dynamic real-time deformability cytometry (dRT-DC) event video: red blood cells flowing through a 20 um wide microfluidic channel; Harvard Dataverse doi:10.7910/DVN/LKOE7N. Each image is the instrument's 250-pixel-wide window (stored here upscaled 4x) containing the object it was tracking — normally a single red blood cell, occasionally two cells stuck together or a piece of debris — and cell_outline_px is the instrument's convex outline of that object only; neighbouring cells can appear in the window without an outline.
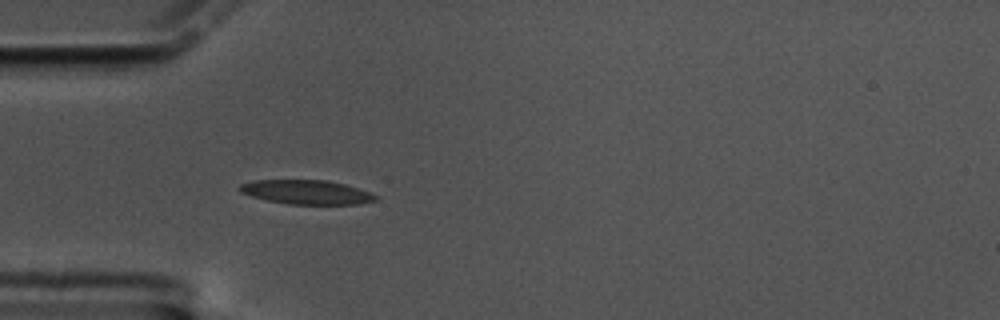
{"species": "common noctule bat (a hibernating species)", "species_latin": "Nyctalus noctula", "temperature_condition": "cold", "stored_images_in_passage": 43, "camera_frame_rate_fps": 3000, "um_per_image_px": 0.085, "animal": {"sex": "male", "body_mass_g": 17.5, "forearm_length_mm": 52.3}, "frame": {"image": 1, "passage_image": 1, "time_ms": 0.0, "image_size_px": [1000, 320], "cell_outline_px": [[376, 200], [360, 204], [288, 204], [268, 200], [252, 196], [240, 192], [240, 184], [252, 180], [324, 180], [344, 184], [368, 192], [376, 196]], "centroid_in_image_um": [26.02, 16.33], "position_along_channel_um": 59.0, "area_um2": 18.84}}
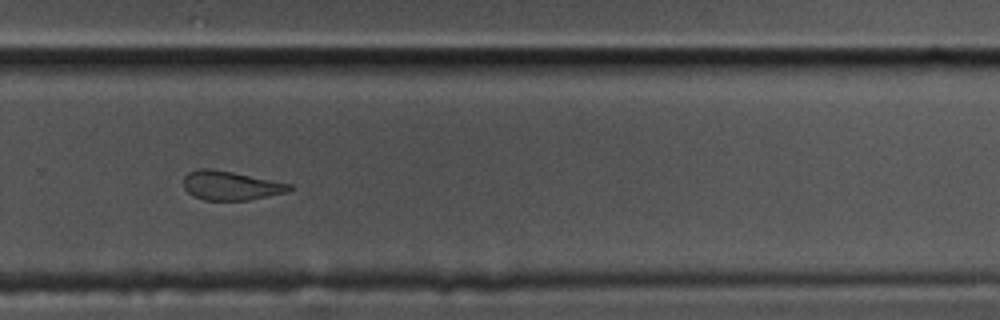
{"frame": {"image": 2, "passage_image": 24, "time_ms": 7.667, "image_size_px": [1000, 320], "cell_outline_px": [[292, 188], [288, 192], [248, 200], [204, 200], [192, 196], [184, 188], [184, 176], [188, 172], [196, 168], [212, 168], [292, 184]], "centroid_in_image_um": [19.57, 15.77], "position_along_channel_um": 310.2, "area_um2": 17.98}}
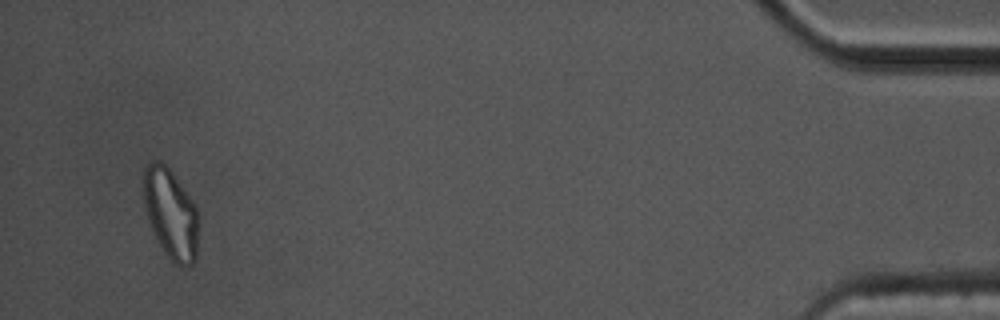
{"frame": {"image": 3, "passage_image": 41, "time_ms": 13.333, "image_size_px": [1000, 320], "cell_outline_px": [[196, 260], [188, 268], [180, 268], [172, 264], [164, 252], [148, 220], [144, 208], [144, 168], [148, 160], [160, 160], [172, 172], [196, 208]], "centroid_in_image_um": [14.48, 18.2], "position_along_channel_um": 420.7, "area_um2": 28.55}, "authors_computed_cell_mechanics": {"area_um2": 19.1896, "velocity_mm_per_s": 3.3215, "shape_relaxation_time_tau1_ms": null, "shape_relaxation_time_tau2_ms": 2.7248, "deformation_change_tau1": null, "deformation_change_tau2": 0.1066}}